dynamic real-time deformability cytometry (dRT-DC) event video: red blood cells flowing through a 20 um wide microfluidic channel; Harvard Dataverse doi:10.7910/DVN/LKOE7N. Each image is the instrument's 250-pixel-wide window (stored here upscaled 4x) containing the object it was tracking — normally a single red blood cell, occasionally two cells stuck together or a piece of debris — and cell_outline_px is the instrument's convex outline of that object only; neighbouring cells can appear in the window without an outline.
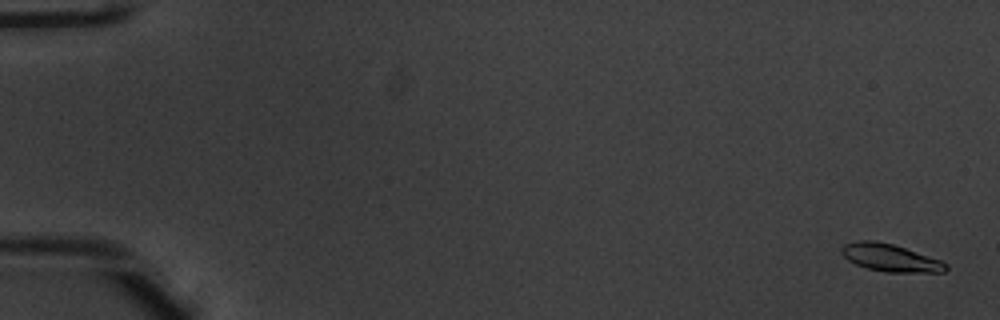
{"species": "common noctule bat (a hibernating species)", "species_latin": "Nyctalus noctula", "temperature_condition": "warm", "stored_images_in_passage": 53, "camera_frame_rate_fps": 3000, "um_per_image_px": 0.085, "animal": {"sex": "male", "body_mass_g": 20.1, "forearm_length_mm": 53.5}, "frame": {"image": 1, "passage_image": 2, "time_ms": 0.333, "image_size_px": [1000, 320], "cell_outline_px": [[948, 268], [944, 272], [884, 272], [868, 268], [856, 264], [848, 260], [840, 252], [840, 248], [844, 244], [860, 240], [872, 240], [892, 244], [940, 260], [948, 264]], "centroid_in_image_um": [75.65, 21.91], "position_along_channel_um": 9.3, "area_um2": 16.53}}
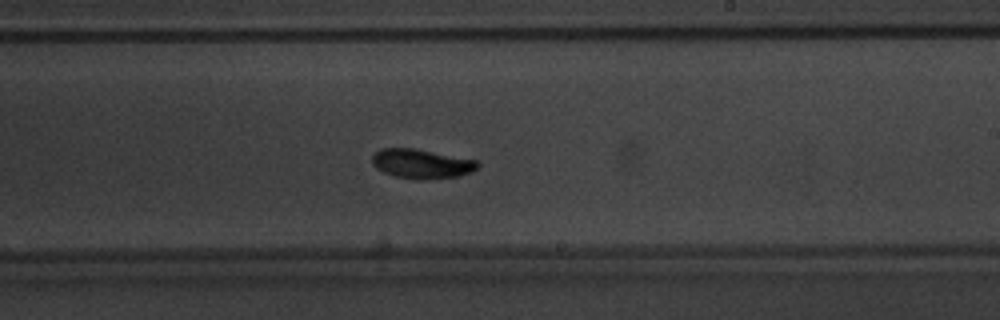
{"frame": {"image": 2, "passage_image": 33, "time_ms": 10.667, "image_size_px": [1000, 320], "cell_outline_px": [[480, 164], [472, 172], [456, 176], [416, 180], [396, 176], [384, 172], [376, 168], [372, 164], [372, 156], [380, 148], [416, 148], [476, 160]], "centroid_in_image_um": [35.81, 13.91], "position_along_channel_um": 253.2, "area_um2": 17.98}}
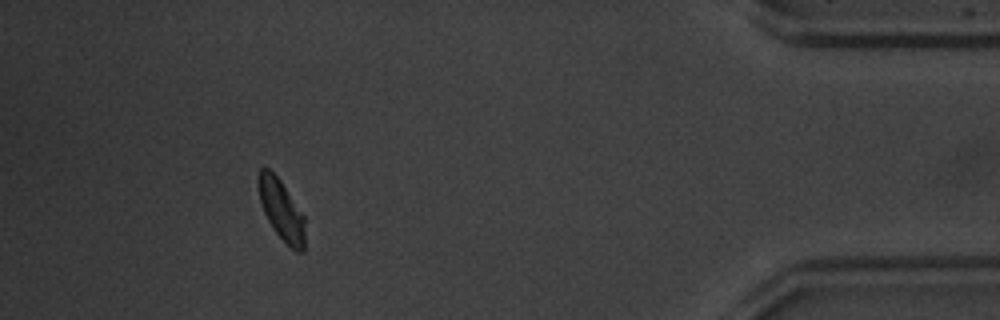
{"frame": {"image": 3, "passage_image": 49, "time_ms": 16.0, "image_size_px": [1000, 320], "cell_outline_px": [[304, 252], [296, 252], [272, 228], [264, 212], [260, 200], [256, 184], [256, 176], [260, 168], [264, 164], [280, 180], [304, 216]], "centroid_in_image_um": [23.87, 17.78], "position_along_channel_um": 411.3, "area_um2": 16.42}, "authors_computed_cell_mechanics": {"area_um2": 17.1088, "velocity_mm_per_s": 3.9171, "shape_relaxation_time_tau1_ms": 4.5459, "shape_relaxation_time_tau2_ms": null, "deformation_change_tau1": 0.1933, "deformation_change_tau2": null}}